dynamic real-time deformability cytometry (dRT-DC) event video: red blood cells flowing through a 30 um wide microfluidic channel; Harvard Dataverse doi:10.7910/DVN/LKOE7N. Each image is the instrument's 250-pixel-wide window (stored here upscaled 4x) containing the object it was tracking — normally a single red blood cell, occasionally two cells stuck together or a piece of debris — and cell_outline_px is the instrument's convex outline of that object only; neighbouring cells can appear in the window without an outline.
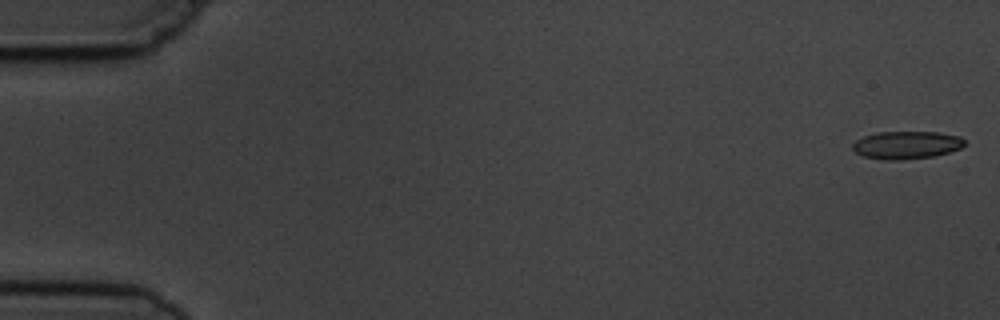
{"species": "common noctule bat (a hibernating species)", "species_latin": "Nyctalus noctula", "temperature_condition": "cold", "stored_images_in_passage": 8, "camera_frame_rate_fps": 3000, "um_per_image_px": 0.085, "animal": {"sex": "male", "body_mass_g": 19.5, "forearm_length_mm": 54.6}, "frame": {"image": 1, "passage_image": 1, "time_ms": 0.0, "image_size_px": [1000, 320], "cell_outline_px": [[964, 144], [960, 148], [948, 152], [932, 156], [900, 160], [884, 160], [864, 156], [856, 152], [852, 148], [852, 144], [856, 140], [864, 136], [876, 132], [940, 132], [960, 136], [964, 140]], "centroid_in_image_um": [77.03, 12.32], "position_along_channel_um": 8.0, "area_um2": 18.03}}
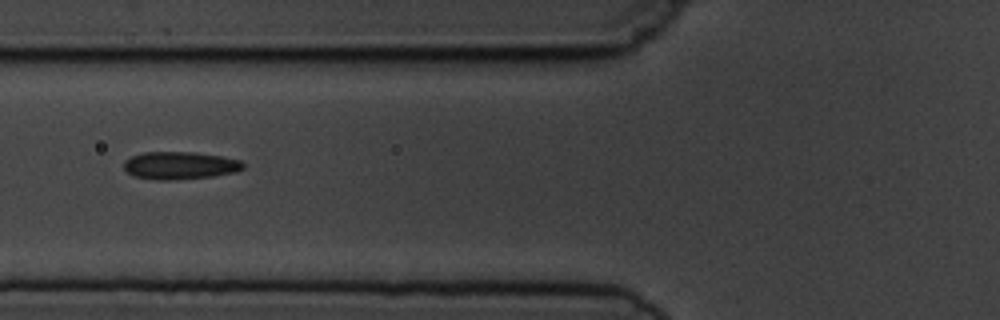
{"frame": {"image": 2, "passage_image": 6, "time_ms": 6.667, "image_size_px": [1000, 320], "cell_outline_px": [[244, 168], [236, 172], [212, 176], [176, 180], [156, 180], [132, 176], [124, 168], [124, 160], [132, 156], [144, 152], [192, 152], [224, 156], [240, 160], [244, 164]], "centroid_in_image_um": [15.29, 14.07], "position_along_channel_um": 110.5, "area_um2": 19.36}}
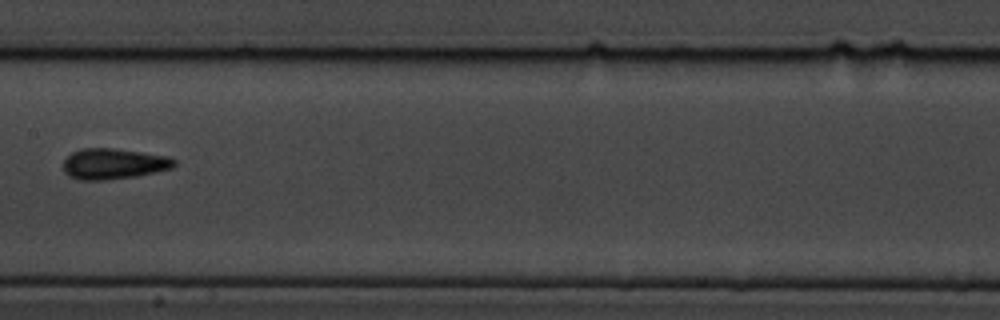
{"frame": {"image": 3, "passage_image": 8, "time_ms": 9.0, "image_size_px": [1000, 320], "cell_outline_px": [[176, 164], [172, 168], [136, 176], [104, 180], [80, 180], [68, 176], [64, 172], [64, 160], [72, 152], [80, 148], [112, 148], [168, 156], [176, 160]], "centroid_in_image_um": [9.64, 13.92], "position_along_channel_um": 197.8, "area_um2": 19.83}}